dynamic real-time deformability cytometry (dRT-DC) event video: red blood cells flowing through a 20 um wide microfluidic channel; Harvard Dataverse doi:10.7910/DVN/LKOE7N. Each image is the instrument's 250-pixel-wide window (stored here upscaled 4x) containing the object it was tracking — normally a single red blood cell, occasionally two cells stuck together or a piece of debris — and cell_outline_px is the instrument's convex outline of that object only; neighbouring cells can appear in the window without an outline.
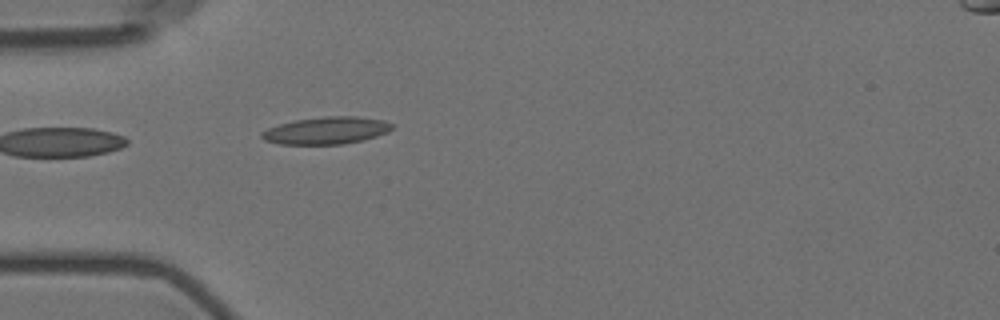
{"species": "Egyptian fruit bat (a non-hibernating species)", "species_latin": "Rousettus aegyptiacus", "temperature_condition": "room temperature", "stored_images_in_passage": 1, "camera_frame_rate_fps": 3000, "um_per_image_px": 0.085, "animal": {"sex": "female"}, "frame": {"image": 1, "passage_image": 1, "time_ms": 0.0, "image_size_px": [1000, 320], "cell_outline_px": [[392, 128], [388, 132], [376, 136], [344, 144], [280, 144], [264, 140], [260, 136], [260, 132], [268, 128], [280, 124], [296, 120], [324, 116], [356, 116], [384, 120], [392, 124]], "centroid_in_image_um": [27.72, 11.09], "position_along_channel_um": 57.3, "area_um2": 20.58}}